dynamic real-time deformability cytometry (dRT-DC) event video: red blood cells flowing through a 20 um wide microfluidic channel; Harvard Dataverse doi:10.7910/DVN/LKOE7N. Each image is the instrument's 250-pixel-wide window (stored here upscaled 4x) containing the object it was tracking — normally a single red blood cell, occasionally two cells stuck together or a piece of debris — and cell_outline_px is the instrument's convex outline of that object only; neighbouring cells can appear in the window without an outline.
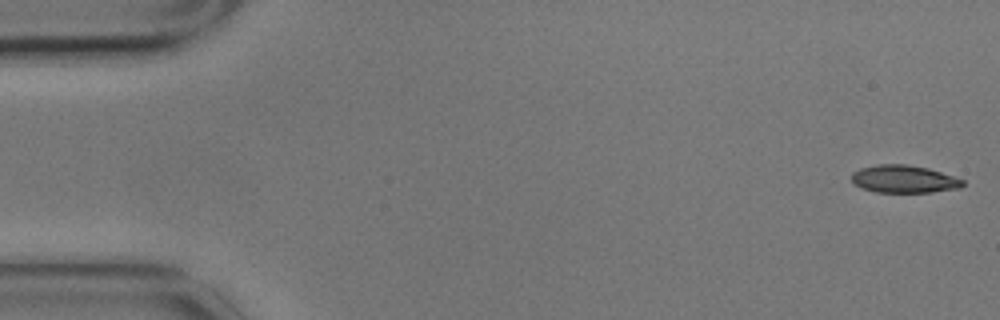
{"species": "common noctule bat (a hibernating species)", "species_latin": "Nyctalus noctula", "temperature_condition": "cold", "stored_images_in_passage": 2, "camera_frame_rate_fps": 3000, "um_per_image_px": 0.085, "animal": {"sex": "male", "body_mass_g": 17.9}, "frame": {"image": 1, "passage_image": 1, "time_ms": 0.0, "image_size_px": [1000, 320], "cell_outline_px": [[964, 184], [960, 188], [932, 192], [876, 192], [860, 188], [852, 180], [852, 172], [860, 168], [876, 164], [908, 164], [928, 168], [964, 180]], "centroid_in_image_um": [76.82, 15.21], "position_along_channel_um": 8.2, "area_um2": 17.92}}